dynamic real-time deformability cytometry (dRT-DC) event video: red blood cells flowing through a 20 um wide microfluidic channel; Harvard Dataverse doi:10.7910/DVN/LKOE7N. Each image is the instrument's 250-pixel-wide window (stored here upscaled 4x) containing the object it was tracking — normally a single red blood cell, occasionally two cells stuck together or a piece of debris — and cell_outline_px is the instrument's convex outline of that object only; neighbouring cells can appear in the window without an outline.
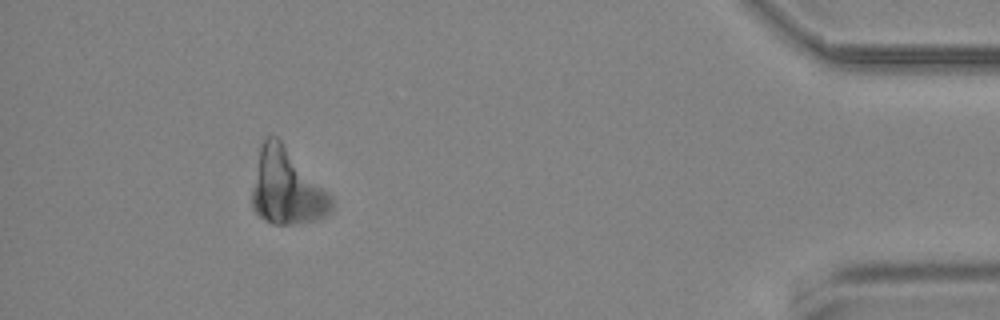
{"species": "common noctule bat (a hibernating species)", "species_latin": "Nyctalus noctula", "temperature_condition": "cold", "stored_images_in_passage": 12, "segment_of_instrument_passage": [2, 2], "camera_frame_rate_fps": 3000, "um_per_image_px": 0.085, "animal": {"sex": "male", "body_mass_g": 19.2, "forearm_length_mm": 51.8}, "frame": {"image": 1, "passage_image": 10, "time_ms": 12.0, "image_size_px": [1000, 320], "cell_outline_px": [[332, 208], [324, 216], [316, 220], [292, 224], [272, 224], [264, 220], [252, 208], [252, 188], [260, 144], [264, 136], [276, 136], [280, 140], [332, 196]], "centroid_in_image_um": [24.33, 15.91], "position_along_channel_um": 410.9, "area_um2": 34.56}}